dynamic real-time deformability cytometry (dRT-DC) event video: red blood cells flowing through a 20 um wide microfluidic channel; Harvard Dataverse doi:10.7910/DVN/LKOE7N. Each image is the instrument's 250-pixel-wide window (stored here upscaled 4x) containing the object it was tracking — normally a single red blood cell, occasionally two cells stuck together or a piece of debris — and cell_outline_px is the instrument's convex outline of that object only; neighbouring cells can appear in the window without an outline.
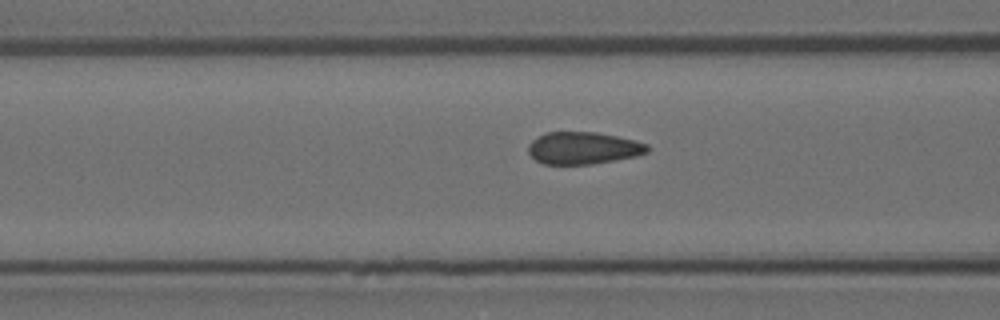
{"species": "Egyptian fruit bat (a non-hibernating species)", "species_latin": "Rousettus aegyptiacus", "temperature_condition": "room temperature", "stored_images_in_passage": 20, "camera_frame_rate_fps": 3000, "um_per_image_px": 0.085, "animal": {"sex": "female"}, "frame": {"image": 1, "passage_image": 18, "time_ms": 5.667, "image_size_px": [1000, 320], "cell_outline_px": [[648, 152], [636, 156], [616, 160], [592, 164], [544, 164], [536, 160], [528, 152], [528, 144], [532, 140], [544, 132], [596, 132], [636, 140], [648, 144]], "centroid_in_image_um": [49.57, 12.58], "position_along_channel_um": 117.0, "area_um2": 22.43}}